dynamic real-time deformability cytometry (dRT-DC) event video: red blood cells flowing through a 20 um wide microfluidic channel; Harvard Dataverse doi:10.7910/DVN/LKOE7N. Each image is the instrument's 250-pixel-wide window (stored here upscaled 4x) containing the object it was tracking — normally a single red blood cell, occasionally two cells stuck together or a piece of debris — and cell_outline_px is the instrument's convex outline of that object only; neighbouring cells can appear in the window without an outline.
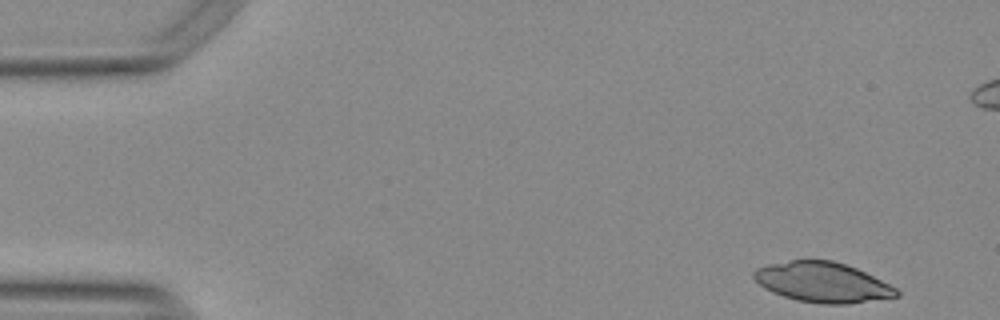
{"species": "Egyptian fruit bat (a non-hibernating species)", "species_latin": "Rousettus aegyptiacus", "temperature_condition": "warm", "stored_images_in_passage": 14, "camera_frame_rate_fps": 3000, "um_per_image_px": 0.085, "animal": {"sex": "female"}, "frame": {"image": 1, "passage_image": 1, "time_ms": 0.0, "image_size_px": [1000, 320], "cell_outline_px": [[900, 296], [848, 304], [820, 304], [796, 300], [772, 292], [764, 288], [752, 276], [752, 272], [756, 268], [768, 264], [792, 260], [832, 260], [856, 268], [896, 288], [900, 292]], "centroid_in_image_um": [69.89, 24.0], "position_along_channel_um": 15.1, "area_um2": 33.18}}